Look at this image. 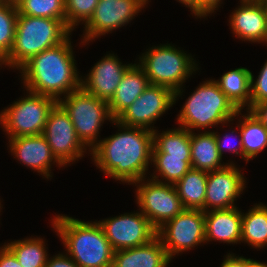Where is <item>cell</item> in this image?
Returning <instances> with one entry per match:
<instances>
[{
  "instance_id": "6da1fadb",
  "label": "cell",
  "mask_w": 267,
  "mask_h": 267,
  "mask_svg": "<svg viewBox=\"0 0 267 267\" xmlns=\"http://www.w3.org/2000/svg\"><path fill=\"white\" fill-rule=\"evenodd\" d=\"M112 123L121 131L101 139L90 151L92 160L112 179L133 184L145 178L152 165L153 131L125 126L116 120Z\"/></svg>"
},
{
  "instance_id": "7a4b0ae2",
  "label": "cell",
  "mask_w": 267,
  "mask_h": 267,
  "mask_svg": "<svg viewBox=\"0 0 267 267\" xmlns=\"http://www.w3.org/2000/svg\"><path fill=\"white\" fill-rule=\"evenodd\" d=\"M71 37L64 42L31 57L18 70L24 87L34 93L49 96L57 102L61 96L81 88L71 45Z\"/></svg>"
},
{
  "instance_id": "3957f363",
  "label": "cell",
  "mask_w": 267,
  "mask_h": 267,
  "mask_svg": "<svg viewBox=\"0 0 267 267\" xmlns=\"http://www.w3.org/2000/svg\"><path fill=\"white\" fill-rule=\"evenodd\" d=\"M51 220L66 254L79 267H112L115 251L97 221L85 222L62 214Z\"/></svg>"
},
{
  "instance_id": "277c9868",
  "label": "cell",
  "mask_w": 267,
  "mask_h": 267,
  "mask_svg": "<svg viewBox=\"0 0 267 267\" xmlns=\"http://www.w3.org/2000/svg\"><path fill=\"white\" fill-rule=\"evenodd\" d=\"M71 32L66 21L18 13L14 44L0 67L19 69L31 57L64 42Z\"/></svg>"
},
{
  "instance_id": "5b68a950",
  "label": "cell",
  "mask_w": 267,
  "mask_h": 267,
  "mask_svg": "<svg viewBox=\"0 0 267 267\" xmlns=\"http://www.w3.org/2000/svg\"><path fill=\"white\" fill-rule=\"evenodd\" d=\"M179 112L178 124L190 132L227 124L241 114L213 79L200 83Z\"/></svg>"
},
{
  "instance_id": "8992f818",
  "label": "cell",
  "mask_w": 267,
  "mask_h": 267,
  "mask_svg": "<svg viewBox=\"0 0 267 267\" xmlns=\"http://www.w3.org/2000/svg\"><path fill=\"white\" fill-rule=\"evenodd\" d=\"M139 61L138 65L150 84L165 86L175 92V103L183 94V83L199 69L192 56L170 44L152 46L139 57Z\"/></svg>"
},
{
  "instance_id": "52a82bcc",
  "label": "cell",
  "mask_w": 267,
  "mask_h": 267,
  "mask_svg": "<svg viewBox=\"0 0 267 267\" xmlns=\"http://www.w3.org/2000/svg\"><path fill=\"white\" fill-rule=\"evenodd\" d=\"M65 98V99H64ZM58 103L68 113L80 141L91 151L100 140L105 120L114 121L108 102L87 93L82 87L61 98Z\"/></svg>"
},
{
  "instance_id": "ba28073f",
  "label": "cell",
  "mask_w": 267,
  "mask_h": 267,
  "mask_svg": "<svg viewBox=\"0 0 267 267\" xmlns=\"http://www.w3.org/2000/svg\"><path fill=\"white\" fill-rule=\"evenodd\" d=\"M19 98L0 113V125L8 138L43 134L48 114L57 101L49 96L31 92Z\"/></svg>"
},
{
  "instance_id": "9c48e42d",
  "label": "cell",
  "mask_w": 267,
  "mask_h": 267,
  "mask_svg": "<svg viewBox=\"0 0 267 267\" xmlns=\"http://www.w3.org/2000/svg\"><path fill=\"white\" fill-rule=\"evenodd\" d=\"M143 178L133 183L137 185L136 202L139 210L150 223L159 229L165 222L176 217L185 208L173 184L161 183ZM143 181V182H142Z\"/></svg>"
},
{
  "instance_id": "30bf717a",
  "label": "cell",
  "mask_w": 267,
  "mask_h": 267,
  "mask_svg": "<svg viewBox=\"0 0 267 267\" xmlns=\"http://www.w3.org/2000/svg\"><path fill=\"white\" fill-rule=\"evenodd\" d=\"M157 236L171 260L176 254L194 249L205 243L204 211L184 209L157 229Z\"/></svg>"
},
{
  "instance_id": "8fae6325",
  "label": "cell",
  "mask_w": 267,
  "mask_h": 267,
  "mask_svg": "<svg viewBox=\"0 0 267 267\" xmlns=\"http://www.w3.org/2000/svg\"><path fill=\"white\" fill-rule=\"evenodd\" d=\"M43 136L53 155L64 167L78 161L87 150L77 136L68 113L58 102L48 114Z\"/></svg>"
},
{
  "instance_id": "7c38bea8",
  "label": "cell",
  "mask_w": 267,
  "mask_h": 267,
  "mask_svg": "<svg viewBox=\"0 0 267 267\" xmlns=\"http://www.w3.org/2000/svg\"><path fill=\"white\" fill-rule=\"evenodd\" d=\"M148 2V0H99L92 16L84 24L82 45L128 24Z\"/></svg>"
},
{
  "instance_id": "4fadbf2b",
  "label": "cell",
  "mask_w": 267,
  "mask_h": 267,
  "mask_svg": "<svg viewBox=\"0 0 267 267\" xmlns=\"http://www.w3.org/2000/svg\"><path fill=\"white\" fill-rule=\"evenodd\" d=\"M175 104V92L168 87L149 84L144 92L115 120L129 127L153 131L151 124Z\"/></svg>"
},
{
  "instance_id": "5bb4252c",
  "label": "cell",
  "mask_w": 267,
  "mask_h": 267,
  "mask_svg": "<svg viewBox=\"0 0 267 267\" xmlns=\"http://www.w3.org/2000/svg\"><path fill=\"white\" fill-rule=\"evenodd\" d=\"M98 223L114 251L144 245L157 236V229L141 211L107 218Z\"/></svg>"
},
{
  "instance_id": "9a60e30c",
  "label": "cell",
  "mask_w": 267,
  "mask_h": 267,
  "mask_svg": "<svg viewBox=\"0 0 267 267\" xmlns=\"http://www.w3.org/2000/svg\"><path fill=\"white\" fill-rule=\"evenodd\" d=\"M245 183L243 173L233 161L221 169L208 172L205 212L236 207L234 201L243 193Z\"/></svg>"
},
{
  "instance_id": "2e32d148",
  "label": "cell",
  "mask_w": 267,
  "mask_h": 267,
  "mask_svg": "<svg viewBox=\"0 0 267 267\" xmlns=\"http://www.w3.org/2000/svg\"><path fill=\"white\" fill-rule=\"evenodd\" d=\"M133 64H123L114 54H107L95 63L84 79L81 87L89 94L109 102L122 80L124 73Z\"/></svg>"
},
{
  "instance_id": "e0dca14e",
  "label": "cell",
  "mask_w": 267,
  "mask_h": 267,
  "mask_svg": "<svg viewBox=\"0 0 267 267\" xmlns=\"http://www.w3.org/2000/svg\"><path fill=\"white\" fill-rule=\"evenodd\" d=\"M10 152L24 166L41 173L45 178L52 177V164L63 165L53 155L43 134L9 138Z\"/></svg>"
},
{
  "instance_id": "ac0fdd59",
  "label": "cell",
  "mask_w": 267,
  "mask_h": 267,
  "mask_svg": "<svg viewBox=\"0 0 267 267\" xmlns=\"http://www.w3.org/2000/svg\"><path fill=\"white\" fill-rule=\"evenodd\" d=\"M229 18L232 33L242 41L267 44V9L263 2L240 1Z\"/></svg>"
},
{
  "instance_id": "d6986e66",
  "label": "cell",
  "mask_w": 267,
  "mask_h": 267,
  "mask_svg": "<svg viewBox=\"0 0 267 267\" xmlns=\"http://www.w3.org/2000/svg\"><path fill=\"white\" fill-rule=\"evenodd\" d=\"M205 214V244L218 241L226 244L241 243L242 213L238 207L210 210Z\"/></svg>"
},
{
  "instance_id": "ffe728a7",
  "label": "cell",
  "mask_w": 267,
  "mask_h": 267,
  "mask_svg": "<svg viewBox=\"0 0 267 267\" xmlns=\"http://www.w3.org/2000/svg\"><path fill=\"white\" fill-rule=\"evenodd\" d=\"M171 262L158 236L134 248L114 252L112 267H167Z\"/></svg>"
},
{
  "instance_id": "44dd1931",
  "label": "cell",
  "mask_w": 267,
  "mask_h": 267,
  "mask_svg": "<svg viewBox=\"0 0 267 267\" xmlns=\"http://www.w3.org/2000/svg\"><path fill=\"white\" fill-rule=\"evenodd\" d=\"M144 70L134 63L123 75L114 96L108 102L111 116L116 119L149 86Z\"/></svg>"
},
{
  "instance_id": "7402d4cb",
  "label": "cell",
  "mask_w": 267,
  "mask_h": 267,
  "mask_svg": "<svg viewBox=\"0 0 267 267\" xmlns=\"http://www.w3.org/2000/svg\"><path fill=\"white\" fill-rule=\"evenodd\" d=\"M200 133V134H199ZM190 132L191 166L206 172L225 167L218 151L215 135L212 131Z\"/></svg>"
},
{
  "instance_id": "603a6c76",
  "label": "cell",
  "mask_w": 267,
  "mask_h": 267,
  "mask_svg": "<svg viewBox=\"0 0 267 267\" xmlns=\"http://www.w3.org/2000/svg\"><path fill=\"white\" fill-rule=\"evenodd\" d=\"M215 82L238 110L247 107L246 109L250 111V70L244 67L236 68L235 70L224 73Z\"/></svg>"
},
{
  "instance_id": "cb8c5ba5",
  "label": "cell",
  "mask_w": 267,
  "mask_h": 267,
  "mask_svg": "<svg viewBox=\"0 0 267 267\" xmlns=\"http://www.w3.org/2000/svg\"><path fill=\"white\" fill-rule=\"evenodd\" d=\"M208 172L191 168L175 188L185 209H200L205 212V195Z\"/></svg>"
},
{
  "instance_id": "d4e9b609",
  "label": "cell",
  "mask_w": 267,
  "mask_h": 267,
  "mask_svg": "<svg viewBox=\"0 0 267 267\" xmlns=\"http://www.w3.org/2000/svg\"><path fill=\"white\" fill-rule=\"evenodd\" d=\"M241 119L236 127H239L244 160L248 163L267 147V128L252 111L247 110Z\"/></svg>"
},
{
  "instance_id": "484cf974",
  "label": "cell",
  "mask_w": 267,
  "mask_h": 267,
  "mask_svg": "<svg viewBox=\"0 0 267 267\" xmlns=\"http://www.w3.org/2000/svg\"><path fill=\"white\" fill-rule=\"evenodd\" d=\"M253 248L267 246V205L255 204L247 213L242 212L241 242Z\"/></svg>"
},
{
  "instance_id": "4316f807",
  "label": "cell",
  "mask_w": 267,
  "mask_h": 267,
  "mask_svg": "<svg viewBox=\"0 0 267 267\" xmlns=\"http://www.w3.org/2000/svg\"><path fill=\"white\" fill-rule=\"evenodd\" d=\"M153 130L152 153H167L169 156H191L190 131L178 127L158 133Z\"/></svg>"
},
{
  "instance_id": "83f0119b",
  "label": "cell",
  "mask_w": 267,
  "mask_h": 267,
  "mask_svg": "<svg viewBox=\"0 0 267 267\" xmlns=\"http://www.w3.org/2000/svg\"><path fill=\"white\" fill-rule=\"evenodd\" d=\"M152 163L155 165L157 173L155 171L154 173L157 175L152 173L151 179L173 185L192 168L191 156H169L167 153H152ZM159 176L161 179H158Z\"/></svg>"
},
{
  "instance_id": "f1b7e54d",
  "label": "cell",
  "mask_w": 267,
  "mask_h": 267,
  "mask_svg": "<svg viewBox=\"0 0 267 267\" xmlns=\"http://www.w3.org/2000/svg\"><path fill=\"white\" fill-rule=\"evenodd\" d=\"M16 257L22 267H45L48 252L42 238H26L4 244Z\"/></svg>"
},
{
  "instance_id": "f546056e",
  "label": "cell",
  "mask_w": 267,
  "mask_h": 267,
  "mask_svg": "<svg viewBox=\"0 0 267 267\" xmlns=\"http://www.w3.org/2000/svg\"><path fill=\"white\" fill-rule=\"evenodd\" d=\"M17 10L21 15L66 21L65 0H22Z\"/></svg>"
},
{
  "instance_id": "4dcf8cb0",
  "label": "cell",
  "mask_w": 267,
  "mask_h": 267,
  "mask_svg": "<svg viewBox=\"0 0 267 267\" xmlns=\"http://www.w3.org/2000/svg\"><path fill=\"white\" fill-rule=\"evenodd\" d=\"M18 10L16 5L0 3V63L12 50Z\"/></svg>"
},
{
  "instance_id": "1f68e13d",
  "label": "cell",
  "mask_w": 267,
  "mask_h": 267,
  "mask_svg": "<svg viewBox=\"0 0 267 267\" xmlns=\"http://www.w3.org/2000/svg\"><path fill=\"white\" fill-rule=\"evenodd\" d=\"M99 0H65L66 25L73 31L80 22L86 23Z\"/></svg>"
},
{
  "instance_id": "d6a6232c",
  "label": "cell",
  "mask_w": 267,
  "mask_h": 267,
  "mask_svg": "<svg viewBox=\"0 0 267 267\" xmlns=\"http://www.w3.org/2000/svg\"><path fill=\"white\" fill-rule=\"evenodd\" d=\"M257 77L254 80V75L251 72L250 111L256 105L267 101V61L261 68V71L259 72V75Z\"/></svg>"
},
{
  "instance_id": "836d02e7",
  "label": "cell",
  "mask_w": 267,
  "mask_h": 267,
  "mask_svg": "<svg viewBox=\"0 0 267 267\" xmlns=\"http://www.w3.org/2000/svg\"><path fill=\"white\" fill-rule=\"evenodd\" d=\"M236 131L238 132L240 130L239 129L238 130H232V131L230 130V133L229 134H227V133L224 134L223 138L220 137V134H217V132L213 131V133L215 135V138H216L218 151H219L221 157L224 154L225 146L227 147V145H228V143H226L225 140L228 139L229 136L232 137L233 134L235 135ZM238 136L240 137V139L238 140L239 142H238L237 146L236 145L235 146H229L227 149L229 150V152L231 151V152H233V154L239 155V156H241L242 159H244L241 133H239ZM229 143H230V141H229Z\"/></svg>"
},
{
  "instance_id": "e575fe53",
  "label": "cell",
  "mask_w": 267,
  "mask_h": 267,
  "mask_svg": "<svg viewBox=\"0 0 267 267\" xmlns=\"http://www.w3.org/2000/svg\"><path fill=\"white\" fill-rule=\"evenodd\" d=\"M221 2L222 0H195V16L205 19L221 6Z\"/></svg>"
},
{
  "instance_id": "d590c367",
  "label": "cell",
  "mask_w": 267,
  "mask_h": 267,
  "mask_svg": "<svg viewBox=\"0 0 267 267\" xmlns=\"http://www.w3.org/2000/svg\"><path fill=\"white\" fill-rule=\"evenodd\" d=\"M45 267H79L71 257L58 253L53 258H48Z\"/></svg>"
},
{
  "instance_id": "8d00e7d4",
  "label": "cell",
  "mask_w": 267,
  "mask_h": 267,
  "mask_svg": "<svg viewBox=\"0 0 267 267\" xmlns=\"http://www.w3.org/2000/svg\"><path fill=\"white\" fill-rule=\"evenodd\" d=\"M0 267H22L14 254L5 245L0 247Z\"/></svg>"
},
{
  "instance_id": "74e56055",
  "label": "cell",
  "mask_w": 267,
  "mask_h": 267,
  "mask_svg": "<svg viewBox=\"0 0 267 267\" xmlns=\"http://www.w3.org/2000/svg\"><path fill=\"white\" fill-rule=\"evenodd\" d=\"M221 267H248V258L228 253L224 258Z\"/></svg>"
},
{
  "instance_id": "f35d334b",
  "label": "cell",
  "mask_w": 267,
  "mask_h": 267,
  "mask_svg": "<svg viewBox=\"0 0 267 267\" xmlns=\"http://www.w3.org/2000/svg\"><path fill=\"white\" fill-rule=\"evenodd\" d=\"M251 111L258 117V119L267 128V101L256 105Z\"/></svg>"
},
{
  "instance_id": "ab89813d",
  "label": "cell",
  "mask_w": 267,
  "mask_h": 267,
  "mask_svg": "<svg viewBox=\"0 0 267 267\" xmlns=\"http://www.w3.org/2000/svg\"><path fill=\"white\" fill-rule=\"evenodd\" d=\"M179 3L185 4L184 6L188 7L192 14L195 16V0H177Z\"/></svg>"
},
{
  "instance_id": "60d3db41",
  "label": "cell",
  "mask_w": 267,
  "mask_h": 267,
  "mask_svg": "<svg viewBox=\"0 0 267 267\" xmlns=\"http://www.w3.org/2000/svg\"><path fill=\"white\" fill-rule=\"evenodd\" d=\"M248 267H267V264L248 258Z\"/></svg>"
},
{
  "instance_id": "b9f144b4",
  "label": "cell",
  "mask_w": 267,
  "mask_h": 267,
  "mask_svg": "<svg viewBox=\"0 0 267 267\" xmlns=\"http://www.w3.org/2000/svg\"><path fill=\"white\" fill-rule=\"evenodd\" d=\"M1 1L6 4H12L17 6L22 0H1Z\"/></svg>"
},
{
  "instance_id": "7bdbcfd3",
  "label": "cell",
  "mask_w": 267,
  "mask_h": 267,
  "mask_svg": "<svg viewBox=\"0 0 267 267\" xmlns=\"http://www.w3.org/2000/svg\"><path fill=\"white\" fill-rule=\"evenodd\" d=\"M245 1H249V2H265L266 0H245Z\"/></svg>"
},
{
  "instance_id": "ee69618b",
  "label": "cell",
  "mask_w": 267,
  "mask_h": 267,
  "mask_svg": "<svg viewBox=\"0 0 267 267\" xmlns=\"http://www.w3.org/2000/svg\"><path fill=\"white\" fill-rule=\"evenodd\" d=\"M265 6H266V9H267V0L264 2Z\"/></svg>"
}]
</instances>
